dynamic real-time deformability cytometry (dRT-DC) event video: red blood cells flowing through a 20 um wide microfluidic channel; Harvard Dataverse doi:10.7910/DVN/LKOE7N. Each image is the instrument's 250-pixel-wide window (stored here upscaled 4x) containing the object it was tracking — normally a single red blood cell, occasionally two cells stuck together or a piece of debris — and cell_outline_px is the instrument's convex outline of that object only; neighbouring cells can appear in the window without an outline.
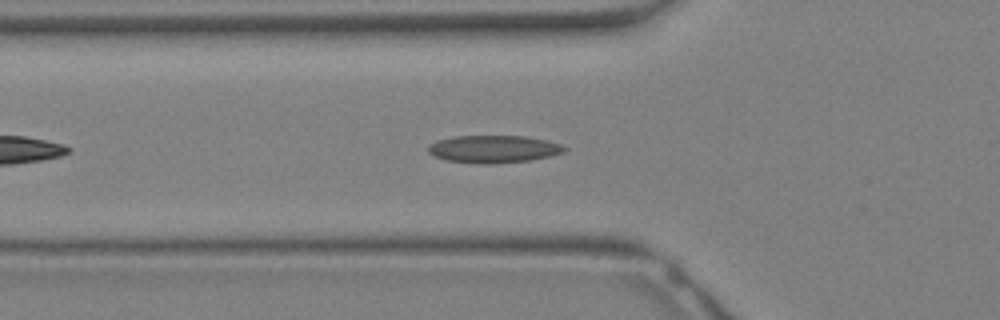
{"species": "Egyptian fruit bat (a non-hibernating species)", "species_latin": "Rousettus aegyptiacus", "temperature_condition": "warm", "stored_images_in_passage": 23, "camera_frame_rate_fps": 3000, "um_per_image_px": 0.085, "animal": {"sex": "female"}, "frame": {"image": 1, "passage_image": 4, "time_ms": 1.0, "image_size_px": [1000, 320], "cell_outline_px": [[568, 148], [564, 152], [532, 160], [488, 164], [484, 164], [448, 160], [436, 156], [428, 152], [428, 144], [436, 140], [452, 136], [524, 136], [544, 140], [560, 144]], "centroid_in_image_um": [41.93, 12.66], "position_along_channel_um": 83.9, "area_um2": 21.68}}
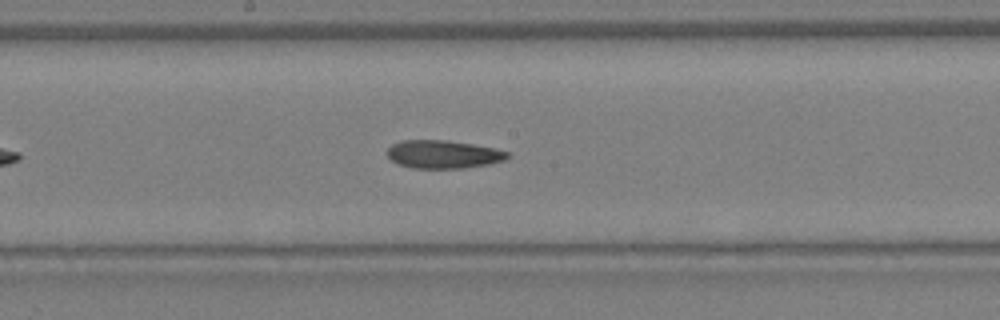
{"frame": {"image": 2, "passage_image": 10, "time_ms": 3.0, "image_size_px": [1000, 320], "cell_outline_px": [[512, 156], [504, 160], [488, 164], [464, 168], [412, 168], [396, 164], [384, 152], [392, 144], [400, 140], [448, 140], [496, 148], [508, 152]], "centroid_in_image_um": [37.65, 13.11], "position_along_channel_um": 210.5, "area_um2": 19.94}}
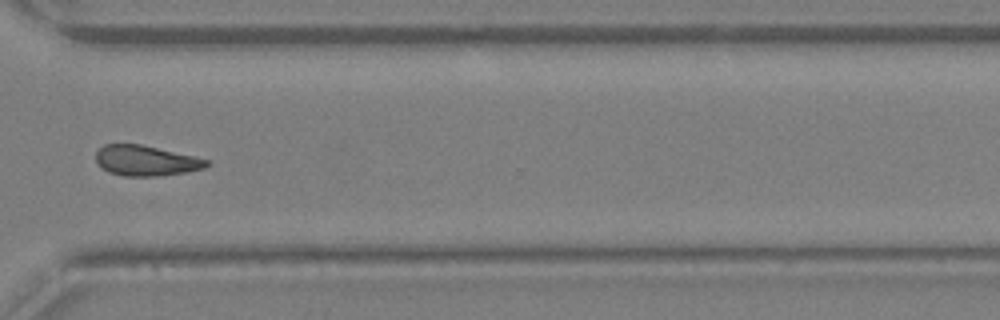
{"frame": {"image": 3, "passage_image": 17, "time_ms": 5.333, "image_size_px": [1000, 320], "cell_outline_px": [[208, 164], [204, 168], [184, 172], [156, 176], [124, 176], [108, 172], [96, 164], [96, 152], [104, 144], [140, 144], [192, 156], [208, 160]], "centroid_in_image_um": [12.33, 13.66], "position_along_channel_um": 358.3, "area_um2": 19.31}}